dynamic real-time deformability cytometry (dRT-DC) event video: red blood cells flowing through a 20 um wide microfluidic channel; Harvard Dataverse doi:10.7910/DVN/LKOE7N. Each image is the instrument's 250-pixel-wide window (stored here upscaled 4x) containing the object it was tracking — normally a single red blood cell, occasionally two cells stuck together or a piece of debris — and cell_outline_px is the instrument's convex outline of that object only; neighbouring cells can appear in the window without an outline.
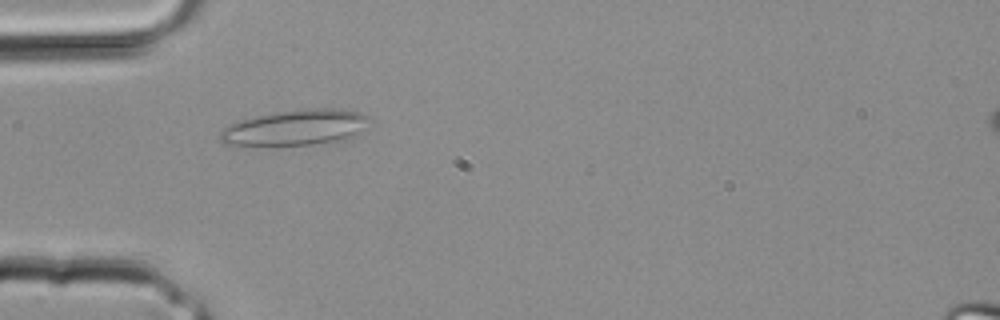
{"species": "common noctule bat (a hibernating species)", "species_latin": "Nyctalus noctula", "temperature_condition": "room temperature", "stored_images_in_passage": 6, "camera_frame_rate_fps": 3000, "um_per_image_px": 0.085, "animal": {"sex": "male", "body_mass_g": 20.4}, "frame": {"image": 1, "passage_image": 2, "time_ms": 0.333, "image_size_px": [1000, 320], "cell_outline_px": [[368, 116], [360, 132], [352, 140], [312, 144], [224, 144], [220, 140], [220, 132], [224, 128], [240, 120], [252, 116], [276, 112], [308, 108], [340, 108], [360, 112]], "centroid_in_image_um": [25.17, 10.82], "position_along_channel_um": 59.8, "area_um2": 30.75}}
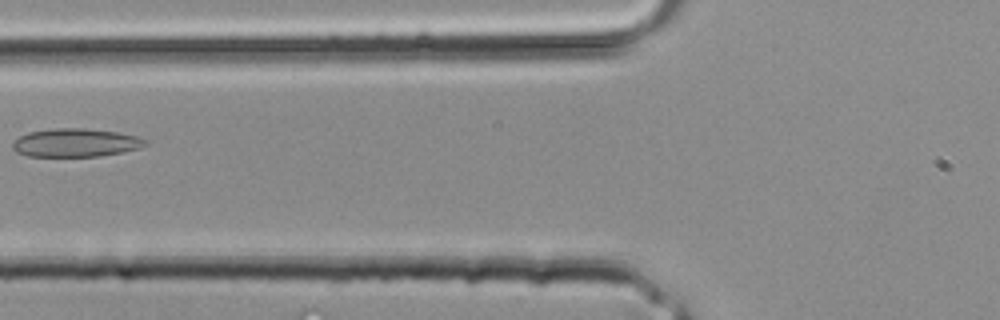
{"frame": {"image": 2, "passage_image": 5, "time_ms": 1.333, "image_size_px": [1000, 320], "cell_outline_px": [[148, 144], [140, 148], [100, 156], [28, 156], [16, 152], [12, 148], [12, 144], [20, 136], [28, 132], [56, 128], [84, 128], [116, 132], [136, 136], [148, 140]], "centroid_in_image_um": [6.43, 12.13], "position_along_channel_um": 119.4, "area_um2": 21.79}}